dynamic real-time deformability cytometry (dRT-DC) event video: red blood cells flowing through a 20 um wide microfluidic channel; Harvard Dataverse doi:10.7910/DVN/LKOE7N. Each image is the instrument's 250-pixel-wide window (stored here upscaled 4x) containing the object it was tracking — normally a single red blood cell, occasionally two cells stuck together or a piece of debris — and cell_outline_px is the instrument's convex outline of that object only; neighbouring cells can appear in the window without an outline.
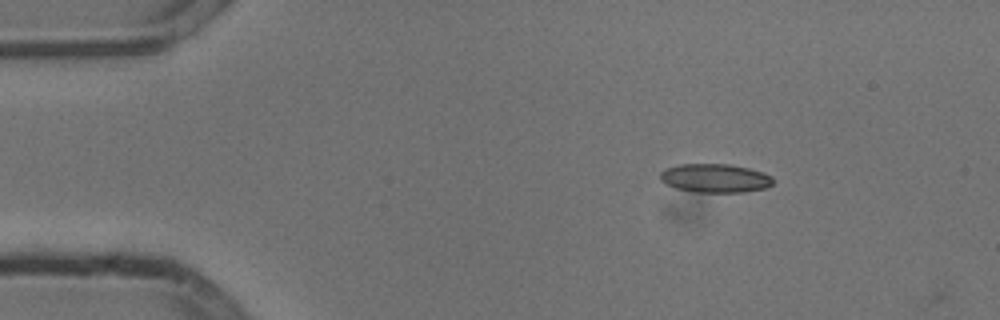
{"species": "common noctule bat (a hibernating species)", "species_latin": "Nyctalus noctula", "temperature_condition": "cold", "stored_images_in_passage": 3, "camera_frame_rate_fps": 3000, "um_per_image_px": 0.085, "animal": {"sex": "male", "body_mass_g": 13.3}, "frame": {"image": 1, "passage_image": 1, "time_ms": 0.0, "image_size_px": [1000, 320], "cell_outline_px": [[776, 180], [768, 188], [744, 192], [696, 192], [676, 188], [664, 184], [660, 180], [660, 172], [664, 168], [680, 164], [728, 164], [748, 168], [764, 172], [772, 176]], "centroid_in_image_um": [60.8, 15.14], "position_along_channel_um": 24.2, "area_um2": 19.19}}